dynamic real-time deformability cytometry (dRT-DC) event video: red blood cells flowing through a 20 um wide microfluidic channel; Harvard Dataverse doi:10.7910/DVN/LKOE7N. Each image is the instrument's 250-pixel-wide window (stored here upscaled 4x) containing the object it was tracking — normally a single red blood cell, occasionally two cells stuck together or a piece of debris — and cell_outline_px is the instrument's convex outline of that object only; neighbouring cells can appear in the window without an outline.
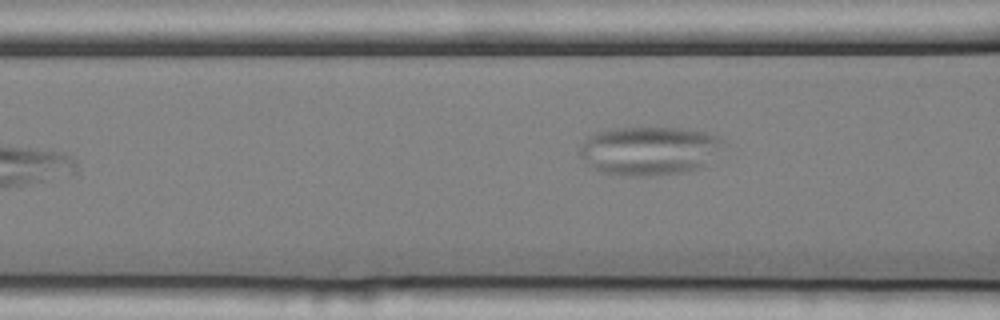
{"species": "common noctule bat (a hibernating species)", "species_latin": "Nyctalus noctula", "temperature_condition": "cold", "stored_images_in_passage": 4, "camera_frame_rate_fps": 3000, "um_per_image_px": 0.085, "animal": {"sex": "female", "body_mass_g": 25.1}, "frame": {"image": 1, "passage_image": 4, "time_ms": 1.0, "image_size_px": [1000, 320], "cell_outline_px": [[728, 144], [704, 168], [688, 172], [644, 176], [624, 176], [604, 172], [592, 168], [580, 156], [580, 148], [584, 140], [588, 136], [596, 132], [612, 128], [680, 128], [704, 132], [720, 136]], "centroid_in_image_um": [55.27, 12.82], "position_along_channel_um": 111.3, "area_um2": 41.44}}